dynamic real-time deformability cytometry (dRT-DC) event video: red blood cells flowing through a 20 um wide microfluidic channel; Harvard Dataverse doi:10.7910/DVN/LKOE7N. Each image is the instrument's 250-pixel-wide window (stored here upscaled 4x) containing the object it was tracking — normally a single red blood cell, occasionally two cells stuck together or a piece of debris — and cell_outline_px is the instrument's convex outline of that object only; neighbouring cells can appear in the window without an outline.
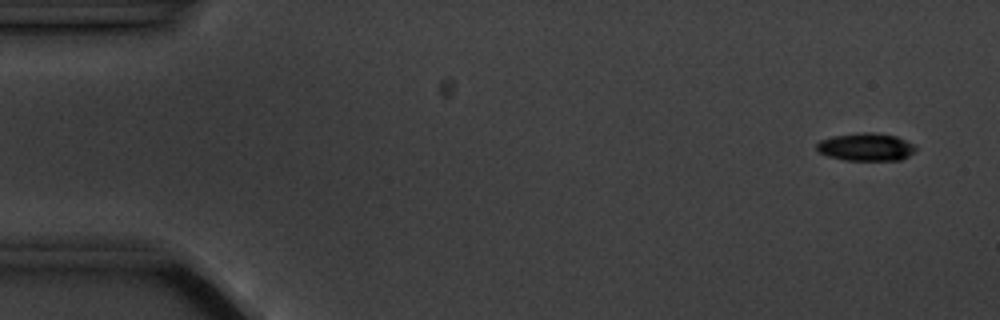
{"species": "common noctule bat (a hibernating species)", "species_latin": "Nyctalus noctula", "temperature_condition": "cold", "stored_images_in_passage": 6, "camera_frame_rate_fps": 3000, "um_per_image_px": 0.085, "animal": {"sex": "male", "body_mass_g": 20.1, "forearm_length_mm": 53.5}, "frame": {"image": 1, "passage_image": 1, "time_ms": 0.0, "image_size_px": [1000, 320], "cell_outline_px": [[916, 148], [908, 156], [900, 160], [844, 160], [828, 156], [820, 152], [816, 148], [816, 144], [820, 140], [832, 136], [864, 132], [872, 132], [896, 136], [912, 144]], "centroid_in_image_um": [73.57, 12.49], "position_along_channel_um": 11.4, "area_um2": 15.84}}
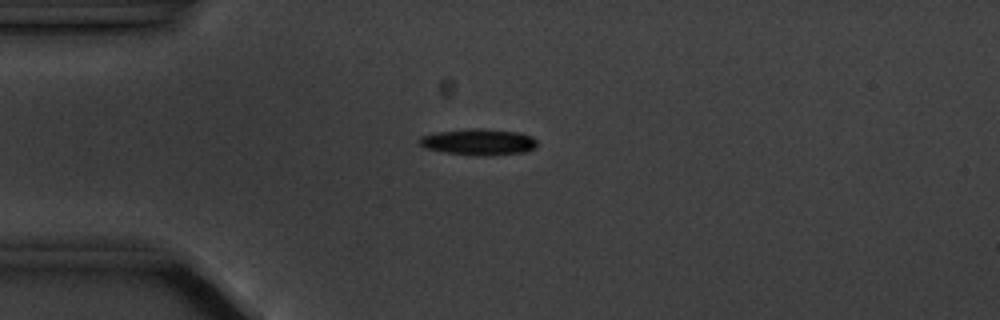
{"frame": {"image": 2, "passage_image": 4, "time_ms": 3.667, "image_size_px": [1000, 320], "cell_outline_px": [[536, 148], [524, 152], [476, 156], [448, 152], [424, 148], [420, 144], [420, 136], [436, 132], [472, 128], [484, 128], [520, 132], [532, 136], [536, 140]], "centroid_in_image_um": [40.7, 12.05], "position_along_channel_um": 44.3, "area_um2": 17.98}}